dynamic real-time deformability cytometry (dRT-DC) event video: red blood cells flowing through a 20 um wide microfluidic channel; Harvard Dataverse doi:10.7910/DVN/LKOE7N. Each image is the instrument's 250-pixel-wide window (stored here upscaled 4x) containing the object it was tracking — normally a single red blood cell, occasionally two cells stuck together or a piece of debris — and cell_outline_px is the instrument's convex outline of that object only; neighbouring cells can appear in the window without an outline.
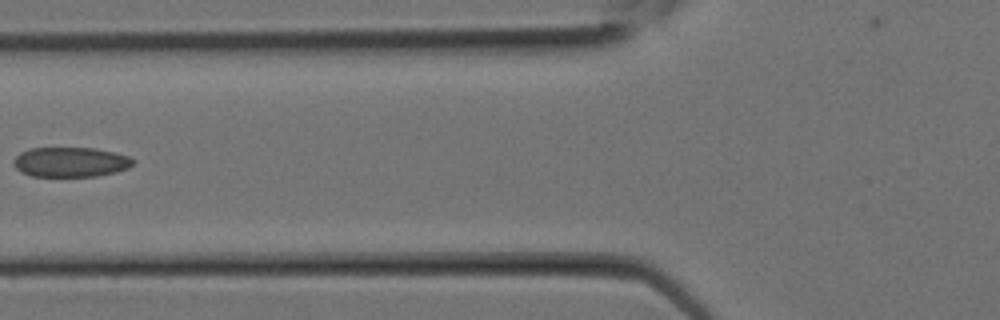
{"species": "Egyptian fruit bat (a non-hibernating species)", "species_latin": "Rousettus aegyptiacus", "temperature_condition": "room temperature", "stored_images_in_passage": 4, "camera_frame_rate_fps": 3000, "um_per_image_px": 0.085, "animal": {"sex": "female"}, "frame": {"image": 1, "passage_image": 4, "time_ms": 1.0, "image_size_px": [1000, 320], "cell_outline_px": [[136, 160], [128, 168], [116, 172], [96, 176], [32, 176], [20, 172], [12, 164], [12, 160], [20, 152], [28, 148], [92, 148], [112, 152], [128, 156]], "centroid_in_image_um": [5.95, 13.77], "position_along_channel_um": 119.8, "area_um2": 20.81}}